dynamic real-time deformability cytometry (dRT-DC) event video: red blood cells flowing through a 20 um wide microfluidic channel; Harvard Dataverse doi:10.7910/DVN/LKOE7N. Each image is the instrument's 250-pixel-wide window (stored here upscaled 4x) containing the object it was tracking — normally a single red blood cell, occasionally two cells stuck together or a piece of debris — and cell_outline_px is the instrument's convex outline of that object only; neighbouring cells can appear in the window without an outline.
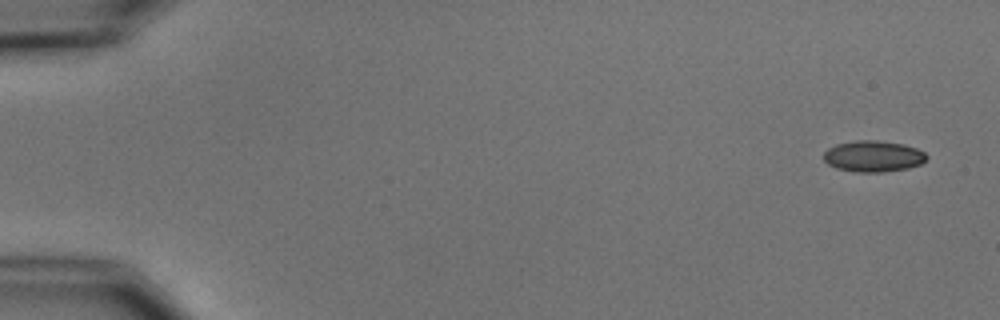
{"species": "common noctule bat (a hibernating species)", "species_latin": "Nyctalus noctula", "temperature_condition": "cold", "stored_images_in_passage": 4, "camera_frame_rate_fps": 3000, "um_per_image_px": 0.085, "animal": {"sex": "male", "body_mass_g": 15.6}, "frame": {"image": 1, "passage_image": 1, "time_ms": 0.0, "image_size_px": [1000, 320], "cell_outline_px": [[928, 156], [920, 164], [908, 168], [884, 172], [856, 172], [836, 168], [828, 164], [824, 160], [824, 152], [828, 148], [836, 144], [856, 140], [876, 140], [904, 144], [916, 148], [924, 152]], "centroid_in_image_um": [74.21, 13.28], "position_along_channel_um": 10.8, "area_um2": 18.73}}